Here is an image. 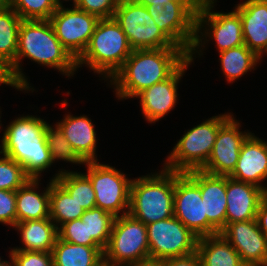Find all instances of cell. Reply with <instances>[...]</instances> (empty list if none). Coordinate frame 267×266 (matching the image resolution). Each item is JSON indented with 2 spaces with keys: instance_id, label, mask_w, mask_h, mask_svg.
<instances>
[{
  "instance_id": "1",
  "label": "cell",
  "mask_w": 267,
  "mask_h": 266,
  "mask_svg": "<svg viewBox=\"0 0 267 266\" xmlns=\"http://www.w3.org/2000/svg\"><path fill=\"white\" fill-rule=\"evenodd\" d=\"M189 55L181 48L132 50L110 82L119 98L135 97L142 90L169 78Z\"/></svg>"
},
{
  "instance_id": "2",
  "label": "cell",
  "mask_w": 267,
  "mask_h": 266,
  "mask_svg": "<svg viewBox=\"0 0 267 266\" xmlns=\"http://www.w3.org/2000/svg\"><path fill=\"white\" fill-rule=\"evenodd\" d=\"M22 57L58 69L67 77L77 68L76 60L62 46L49 20H22L19 27L16 61L10 69L16 83L26 91L30 87L19 66Z\"/></svg>"
},
{
  "instance_id": "3",
  "label": "cell",
  "mask_w": 267,
  "mask_h": 266,
  "mask_svg": "<svg viewBox=\"0 0 267 266\" xmlns=\"http://www.w3.org/2000/svg\"><path fill=\"white\" fill-rule=\"evenodd\" d=\"M47 124L40 117L21 116L8 125L1 140L0 154L21 164L30 179H40L53 163L45 136Z\"/></svg>"
},
{
  "instance_id": "4",
  "label": "cell",
  "mask_w": 267,
  "mask_h": 266,
  "mask_svg": "<svg viewBox=\"0 0 267 266\" xmlns=\"http://www.w3.org/2000/svg\"><path fill=\"white\" fill-rule=\"evenodd\" d=\"M175 171L132 180L128 213L145 225L174 216Z\"/></svg>"
},
{
  "instance_id": "5",
  "label": "cell",
  "mask_w": 267,
  "mask_h": 266,
  "mask_svg": "<svg viewBox=\"0 0 267 266\" xmlns=\"http://www.w3.org/2000/svg\"><path fill=\"white\" fill-rule=\"evenodd\" d=\"M132 50L126 34L114 18L100 19L85 51L76 60V66L87 64L94 72L112 79Z\"/></svg>"
},
{
  "instance_id": "6",
  "label": "cell",
  "mask_w": 267,
  "mask_h": 266,
  "mask_svg": "<svg viewBox=\"0 0 267 266\" xmlns=\"http://www.w3.org/2000/svg\"><path fill=\"white\" fill-rule=\"evenodd\" d=\"M231 116L228 113L214 116L187 131L168 156L164 168L176 172L201 169L212 153L219 128Z\"/></svg>"
},
{
  "instance_id": "7",
  "label": "cell",
  "mask_w": 267,
  "mask_h": 266,
  "mask_svg": "<svg viewBox=\"0 0 267 266\" xmlns=\"http://www.w3.org/2000/svg\"><path fill=\"white\" fill-rule=\"evenodd\" d=\"M150 260L147 226L129 213L115 217L103 263L128 266Z\"/></svg>"
},
{
  "instance_id": "8",
  "label": "cell",
  "mask_w": 267,
  "mask_h": 266,
  "mask_svg": "<svg viewBox=\"0 0 267 266\" xmlns=\"http://www.w3.org/2000/svg\"><path fill=\"white\" fill-rule=\"evenodd\" d=\"M113 18L133 50L179 48L159 29L146 7L135 0H119Z\"/></svg>"
},
{
  "instance_id": "9",
  "label": "cell",
  "mask_w": 267,
  "mask_h": 266,
  "mask_svg": "<svg viewBox=\"0 0 267 266\" xmlns=\"http://www.w3.org/2000/svg\"><path fill=\"white\" fill-rule=\"evenodd\" d=\"M200 4L169 1L145 7L165 36L189 55L196 38V16Z\"/></svg>"
},
{
  "instance_id": "10",
  "label": "cell",
  "mask_w": 267,
  "mask_h": 266,
  "mask_svg": "<svg viewBox=\"0 0 267 266\" xmlns=\"http://www.w3.org/2000/svg\"><path fill=\"white\" fill-rule=\"evenodd\" d=\"M87 174L95 192L96 207L111 213L114 217L127 214L130 203L132 180L112 166L88 161ZM124 209H127L124 211Z\"/></svg>"
},
{
  "instance_id": "11",
  "label": "cell",
  "mask_w": 267,
  "mask_h": 266,
  "mask_svg": "<svg viewBox=\"0 0 267 266\" xmlns=\"http://www.w3.org/2000/svg\"><path fill=\"white\" fill-rule=\"evenodd\" d=\"M146 226L150 260L182 257L197 250L199 237L175 216Z\"/></svg>"
},
{
  "instance_id": "12",
  "label": "cell",
  "mask_w": 267,
  "mask_h": 266,
  "mask_svg": "<svg viewBox=\"0 0 267 266\" xmlns=\"http://www.w3.org/2000/svg\"><path fill=\"white\" fill-rule=\"evenodd\" d=\"M213 4L214 0L201 1L196 16V38L191 52L189 53L191 61H193V54H195L194 51L199 49L200 45L202 47V36H208V33L210 37H214L219 52L244 45L242 22L239 13L236 10L229 13L211 12L214 7ZM204 25H208L210 27L205 30L207 31L205 32V35H203V32L200 31ZM199 34L202 36H199Z\"/></svg>"
},
{
  "instance_id": "13",
  "label": "cell",
  "mask_w": 267,
  "mask_h": 266,
  "mask_svg": "<svg viewBox=\"0 0 267 266\" xmlns=\"http://www.w3.org/2000/svg\"><path fill=\"white\" fill-rule=\"evenodd\" d=\"M99 20L75 6L58 7L49 19L56 37L75 60L85 51Z\"/></svg>"
},
{
  "instance_id": "14",
  "label": "cell",
  "mask_w": 267,
  "mask_h": 266,
  "mask_svg": "<svg viewBox=\"0 0 267 266\" xmlns=\"http://www.w3.org/2000/svg\"><path fill=\"white\" fill-rule=\"evenodd\" d=\"M174 216L199 238L207 236L200 186L187 172L175 171Z\"/></svg>"
},
{
  "instance_id": "15",
  "label": "cell",
  "mask_w": 267,
  "mask_h": 266,
  "mask_svg": "<svg viewBox=\"0 0 267 266\" xmlns=\"http://www.w3.org/2000/svg\"><path fill=\"white\" fill-rule=\"evenodd\" d=\"M240 123L231 116L220 128L212 153L207 163L201 168L204 172L230 176L240 155V149L251 133L239 131Z\"/></svg>"
},
{
  "instance_id": "16",
  "label": "cell",
  "mask_w": 267,
  "mask_h": 266,
  "mask_svg": "<svg viewBox=\"0 0 267 266\" xmlns=\"http://www.w3.org/2000/svg\"><path fill=\"white\" fill-rule=\"evenodd\" d=\"M219 234L239 253L246 266H267V238L256 219L229 223Z\"/></svg>"
},
{
  "instance_id": "17",
  "label": "cell",
  "mask_w": 267,
  "mask_h": 266,
  "mask_svg": "<svg viewBox=\"0 0 267 266\" xmlns=\"http://www.w3.org/2000/svg\"><path fill=\"white\" fill-rule=\"evenodd\" d=\"M187 173L200 186L207 216V236L218 234L226 225V176L210 174L201 169Z\"/></svg>"
},
{
  "instance_id": "18",
  "label": "cell",
  "mask_w": 267,
  "mask_h": 266,
  "mask_svg": "<svg viewBox=\"0 0 267 266\" xmlns=\"http://www.w3.org/2000/svg\"><path fill=\"white\" fill-rule=\"evenodd\" d=\"M192 61L188 58L169 78L138 93L144 117L154 123L163 118L177 102V84Z\"/></svg>"
},
{
  "instance_id": "19",
  "label": "cell",
  "mask_w": 267,
  "mask_h": 266,
  "mask_svg": "<svg viewBox=\"0 0 267 266\" xmlns=\"http://www.w3.org/2000/svg\"><path fill=\"white\" fill-rule=\"evenodd\" d=\"M267 192L259 186L226 176V225L256 219Z\"/></svg>"
},
{
  "instance_id": "20",
  "label": "cell",
  "mask_w": 267,
  "mask_h": 266,
  "mask_svg": "<svg viewBox=\"0 0 267 266\" xmlns=\"http://www.w3.org/2000/svg\"><path fill=\"white\" fill-rule=\"evenodd\" d=\"M235 10L241 17L244 45L262 58L267 53V0H247Z\"/></svg>"
},
{
  "instance_id": "21",
  "label": "cell",
  "mask_w": 267,
  "mask_h": 266,
  "mask_svg": "<svg viewBox=\"0 0 267 266\" xmlns=\"http://www.w3.org/2000/svg\"><path fill=\"white\" fill-rule=\"evenodd\" d=\"M230 177L255 184L267 192V187L260 183L267 178V142L250 134L240 149L237 165Z\"/></svg>"
},
{
  "instance_id": "22",
  "label": "cell",
  "mask_w": 267,
  "mask_h": 266,
  "mask_svg": "<svg viewBox=\"0 0 267 266\" xmlns=\"http://www.w3.org/2000/svg\"><path fill=\"white\" fill-rule=\"evenodd\" d=\"M56 125L85 162L97 161L95 155L96 132L91 119L83 115L78 117L67 115L62 122H58Z\"/></svg>"
},
{
  "instance_id": "23",
  "label": "cell",
  "mask_w": 267,
  "mask_h": 266,
  "mask_svg": "<svg viewBox=\"0 0 267 266\" xmlns=\"http://www.w3.org/2000/svg\"><path fill=\"white\" fill-rule=\"evenodd\" d=\"M38 182V179H29L16 190L17 223L50 218V182L45 192L41 194L35 191Z\"/></svg>"
},
{
  "instance_id": "24",
  "label": "cell",
  "mask_w": 267,
  "mask_h": 266,
  "mask_svg": "<svg viewBox=\"0 0 267 266\" xmlns=\"http://www.w3.org/2000/svg\"><path fill=\"white\" fill-rule=\"evenodd\" d=\"M20 231L23 248L13 250L52 252L58 237V225L50 218L27 220L13 226Z\"/></svg>"
},
{
  "instance_id": "25",
  "label": "cell",
  "mask_w": 267,
  "mask_h": 266,
  "mask_svg": "<svg viewBox=\"0 0 267 266\" xmlns=\"http://www.w3.org/2000/svg\"><path fill=\"white\" fill-rule=\"evenodd\" d=\"M196 252L201 266H246L239 253L219 233L200 237Z\"/></svg>"
},
{
  "instance_id": "26",
  "label": "cell",
  "mask_w": 267,
  "mask_h": 266,
  "mask_svg": "<svg viewBox=\"0 0 267 266\" xmlns=\"http://www.w3.org/2000/svg\"><path fill=\"white\" fill-rule=\"evenodd\" d=\"M104 250L100 246H83L57 237L52 249L54 266H102Z\"/></svg>"
},
{
  "instance_id": "27",
  "label": "cell",
  "mask_w": 267,
  "mask_h": 266,
  "mask_svg": "<svg viewBox=\"0 0 267 266\" xmlns=\"http://www.w3.org/2000/svg\"><path fill=\"white\" fill-rule=\"evenodd\" d=\"M50 219L60 224L80 219L85 209L56 181L50 182Z\"/></svg>"
},
{
  "instance_id": "28",
  "label": "cell",
  "mask_w": 267,
  "mask_h": 266,
  "mask_svg": "<svg viewBox=\"0 0 267 266\" xmlns=\"http://www.w3.org/2000/svg\"><path fill=\"white\" fill-rule=\"evenodd\" d=\"M21 17L10 6L0 12V58L10 67L16 61Z\"/></svg>"
},
{
  "instance_id": "29",
  "label": "cell",
  "mask_w": 267,
  "mask_h": 266,
  "mask_svg": "<svg viewBox=\"0 0 267 266\" xmlns=\"http://www.w3.org/2000/svg\"><path fill=\"white\" fill-rule=\"evenodd\" d=\"M221 68L227 81L232 82L246 72L254 69L259 58L246 45L230 48L219 52Z\"/></svg>"
},
{
  "instance_id": "30",
  "label": "cell",
  "mask_w": 267,
  "mask_h": 266,
  "mask_svg": "<svg viewBox=\"0 0 267 266\" xmlns=\"http://www.w3.org/2000/svg\"><path fill=\"white\" fill-rule=\"evenodd\" d=\"M56 180L85 210L96 207L95 192L90 179L77 172L59 171Z\"/></svg>"
},
{
  "instance_id": "31",
  "label": "cell",
  "mask_w": 267,
  "mask_h": 266,
  "mask_svg": "<svg viewBox=\"0 0 267 266\" xmlns=\"http://www.w3.org/2000/svg\"><path fill=\"white\" fill-rule=\"evenodd\" d=\"M86 222L88 238H92L103 250L106 248L115 217L101 208L85 210L80 218Z\"/></svg>"
},
{
  "instance_id": "32",
  "label": "cell",
  "mask_w": 267,
  "mask_h": 266,
  "mask_svg": "<svg viewBox=\"0 0 267 266\" xmlns=\"http://www.w3.org/2000/svg\"><path fill=\"white\" fill-rule=\"evenodd\" d=\"M55 129L47 124L45 128V136L50 151L52 162L57 160H64L76 164H83L85 161L72 148L67 141L61 129L55 125Z\"/></svg>"
},
{
  "instance_id": "33",
  "label": "cell",
  "mask_w": 267,
  "mask_h": 266,
  "mask_svg": "<svg viewBox=\"0 0 267 266\" xmlns=\"http://www.w3.org/2000/svg\"><path fill=\"white\" fill-rule=\"evenodd\" d=\"M8 6L22 20H49L58 8L53 0H8Z\"/></svg>"
},
{
  "instance_id": "34",
  "label": "cell",
  "mask_w": 267,
  "mask_h": 266,
  "mask_svg": "<svg viewBox=\"0 0 267 266\" xmlns=\"http://www.w3.org/2000/svg\"><path fill=\"white\" fill-rule=\"evenodd\" d=\"M29 179L21 164L5 154L0 157V190L16 191Z\"/></svg>"
},
{
  "instance_id": "35",
  "label": "cell",
  "mask_w": 267,
  "mask_h": 266,
  "mask_svg": "<svg viewBox=\"0 0 267 266\" xmlns=\"http://www.w3.org/2000/svg\"><path fill=\"white\" fill-rule=\"evenodd\" d=\"M58 237L77 245L99 246L92 238H88L86 222H82L81 219H75L58 227Z\"/></svg>"
},
{
  "instance_id": "36",
  "label": "cell",
  "mask_w": 267,
  "mask_h": 266,
  "mask_svg": "<svg viewBox=\"0 0 267 266\" xmlns=\"http://www.w3.org/2000/svg\"><path fill=\"white\" fill-rule=\"evenodd\" d=\"M12 266H54L52 252L12 250Z\"/></svg>"
},
{
  "instance_id": "37",
  "label": "cell",
  "mask_w": 267,
  "mask_h": 266,
  "mask_svg": "<svg viewBox=\"0 0 267 266\" xmlns=\"http://www.w3.org/2000/svg\"><path fill=\"white\" fill-rule=\"evenodd\" d=\"M119 0H77L75 7L99 19L113 18Z\"/></svg>"
},
{
  "instance_id": "38",
  "label": "cell",
  "mask_w": 267,
  "mask_h": 266,
  "mask_svg": "<svg viewBox=\"0 0 267 266\" xmlns=\"http://www.w3.org/2000/svg\"><path fill=\"white\" fill-rule=\"evenodd\" d=\"M0 222L11 226L17 223L16 191L0 190Z\"/></svg>"
},
{
  "instance_id": "39",
  "label": "cell",
  "mask_w": 267,
  "mask_h": 266,
  "mask_svg": "<svg viewBox=\"0 0 267 266\" xmlns=\"http://www.w3.org/2000/svg\"><path fill=\"white\" fill-rule=\"evenodd\" d=\"M161 266H201L197 252L182 257L161 260Z\"/></svg>"
},
{
  "instance_id": "40",
  "label": "cell",
  "mask_w": 267,
  "mask_h": 266,
  "mask_svg": "<svg viewBox=\"0 0 267 266\" xmlns=\"http://www.w3.org/2000/svg\"><path fill=\"white\" fill-rule=\"evenodd\" d=\"M0 83L10 85V86H13L17 89L22 90L19 87V85L16 83V81L12 75L10 66L6 62H4L1 58H0Z\"/></svg>"
},
{
  "instance_id": "41",
  "label": "cell",
  "mask_w": 267,
  "mask_h": 266,
  "mask_svg": "<svg viewBox=\"0 0 267 266\" xmlns=\"http://www.w3.org/2000/svg\"><path fill=\"white\" fill-rule=\"evenodd\" d=\"M256 220L259 228L267 238V196L262 200L259 205Z\"/></svg>"
},
{
  "instance_id": "42",
  "label": "cell",
  "mask_w": 267,
  "mask_h": 266,
  "mask_svg": "<svg viewBox=\"0 0 267 266\" xmlns=\"http://www.w3.org/2000/svg\"><path fill=\"white\" fill-rule=\"evenodd\" d=\"M138 4L148 6L153 3H169L171 2H201L202 0H135Z\"/></svg>"
},
{
  "instance_id": "43",
  "label": "cell",
  "mask_w": 267,
  "mask_h": 266,
  "mask_svg": "<svg viewBox=\"0 0 267 266\" xmlns=\"http://www.w3.org/2000/svg\"><path fill=\"white\" fill-rule=\"evenodd\" d=\"M128 266H161V261L147 260L144 262H139V263L128 265Z\"/></svg>"
},
{
  "instance_id": "44",
  "label": "cell",
  "mask_w": 267,
  "mask_h": 266,
  "mask_svg": "<svg viewBox=\"0 0 267 266\" xmlns=\"http://www.w3.org/2000/svg\"><path fill=\"white\" fill-rule=\"evenodd\" d=\"M8 7V0H0V12Z\"/></svg>"
},
{
  "instance_id": "45",
  "label": "cell",
  "mask_w": 267,
  "mask_h": 266,
  "mask_svg": "<svg viewBox=\"0 0 267 266\" xmlns=\"http://www.w3.org/2000/svg\"><path fill=\"white\" fill-rule=\"evenodd\" d=\"M60 1H61V0H53V2L56 4L57 7H61V6H62V4H61ZM68 1H69V0H68ZM73 1H74V5H75V3H76L77 0H73Z\"/></svg>"
},
{
  "instance_id": "46",
  "label": "cell",
  "mask_w": 267,
  "mask_h": 266,
  "mask_svg": "<svg viewBox=\"0 0 267 266\" xmlns=\"http://www.w3.org/2000/svg\"><path fill=\"white\" fill-rule=\"evenodd\" d=\"M0 266H12L8 261H0Z\"/></svg>"
}]
</instances>
